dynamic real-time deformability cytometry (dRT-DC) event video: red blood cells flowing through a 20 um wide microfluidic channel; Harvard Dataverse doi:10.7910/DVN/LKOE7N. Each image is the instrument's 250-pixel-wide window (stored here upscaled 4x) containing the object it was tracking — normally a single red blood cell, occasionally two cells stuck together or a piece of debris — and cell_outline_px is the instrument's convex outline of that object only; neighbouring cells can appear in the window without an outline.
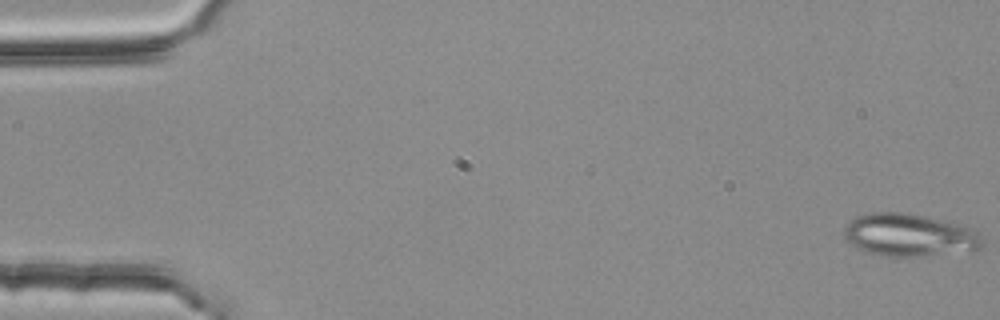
{"species": "common noctule bat (a hibernating species)", "species_latin": "Nyctalus noctula", "temperature_condition": "room temperature", "stored_images_in_passage": 10, "camera_frame_rate_fps": 3000, "um_per_image_px": 0.085, "animal": {"sex": "female", "body_mass_g": 25.1}, "frame": {"image": 1, "passage_image": 1, "time_ms": 0.0, "image_size_px": [1000, 320], "cell_outline_px": [[984, 244], [980, 248], [972, 252], [924, 256], [880, 256], [864, 252], [856, 248], [844, 236], [844, 228], [856, 216], [868, 212], [904, 212], [924, 216], [956, 224], [968, 228], [976, 232], [984, 240]], "centroid_in_image_um": [77.29, 20.01], "position_along_channel_um": 7.7, "area_um2": 34.56}}